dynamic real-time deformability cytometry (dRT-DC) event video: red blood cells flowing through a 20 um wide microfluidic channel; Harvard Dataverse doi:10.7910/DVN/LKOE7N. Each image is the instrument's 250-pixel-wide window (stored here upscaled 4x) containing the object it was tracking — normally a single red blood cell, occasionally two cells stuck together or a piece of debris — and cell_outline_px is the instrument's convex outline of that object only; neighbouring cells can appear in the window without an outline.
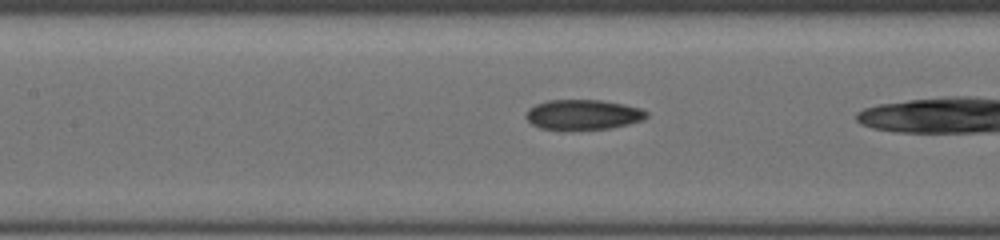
{"species": "common noctule bat (a hibernating species)", "species_latin": "Nyctalus noctula", "temperature_condition": "cold", "stored_images_in_passage": 11, "camera_frame_rate_fps": 3000, "um_per_image_px": 0.085, "animal": {"sex": "female", "body_mass_g": 19.5, "forearm_length_mm": 54.1}, "frame": {"image": 1, "passage_image": 7, "time_ms": 3.0, "image_size_px": [1000, 240], "cell_outline_px": [[648, 116], [644, 120], [612, 128], [564, 132], [540, 128], [532, 124], [524, 116], [528, 108], [536, 104], [548, 100], [600, 100], [624, 104], [640, 108], [648, 112]], "centroid_in_image_um": [49.53, 9.78], "position_along_channel_um": 157.9, "area_um2": 21.85}}